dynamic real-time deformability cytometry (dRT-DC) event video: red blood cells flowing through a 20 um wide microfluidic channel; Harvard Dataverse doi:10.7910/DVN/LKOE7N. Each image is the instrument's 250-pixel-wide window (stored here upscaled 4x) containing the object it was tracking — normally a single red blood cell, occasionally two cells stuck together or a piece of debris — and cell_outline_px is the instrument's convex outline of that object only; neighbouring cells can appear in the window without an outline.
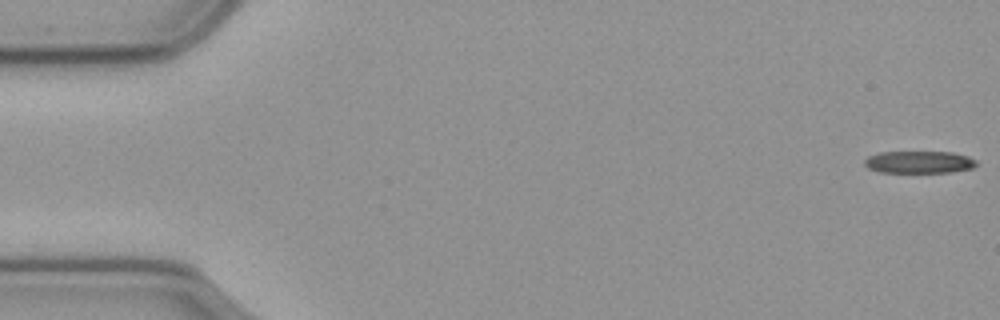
{"species": "common noctule bat (a hibernating species)", "species_latin": "Nyctalus noctula", "temperature_condition": "cold", "stored_images_in_passage": 57, "camera_frame_rate_fps": 3000, "um_per_image_px": 0.085, "animal": {"sex": "male", "body_mass_g": 23.1, "forearm_length_mm": 52.7}, "frame": {"image": 1, "passage_image": 1, "time_ms": 0.0, "image_size_px": [1000, 320], "cell_outline_px": [[980, 164], [972, 168], [948, 172], [880, 172], [868, 168], [864, 164], [864, 160], [868, 156], [880, 152], [952, 152], [968, 156], [976, 160]], "centroid_in_image_um": [78.14, 13.77], "position_along_channel_um": 6.9, "area_um2": 14.51}}
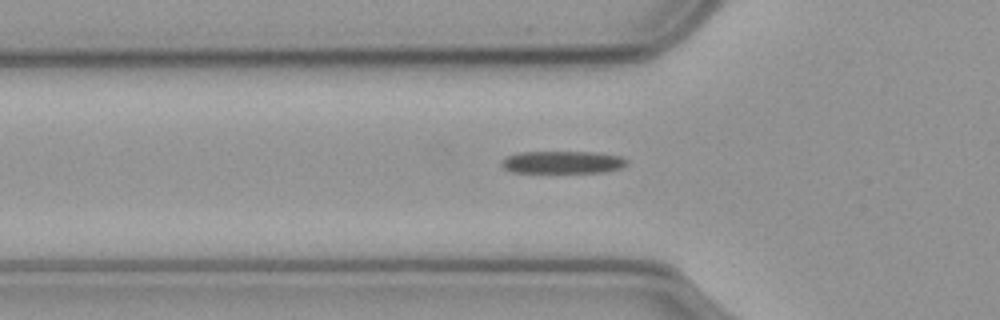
{"frame": {"image": 2, "passage_image": 19, "time_ms": 6.0, "image_size_px": [1000, 320], "cell_outline_px": [[628, 164], [620, 168], [604, 172], [512, 172], [504, 168], [500, 164], [500, 160], [504, 156], [520, 152], [596, 152], [620, 156], [628, 160]], "centroid_in_image_um": [47.79, 13.78], "position_along_channel_um": 78.0, "area_um2": 16.53}}
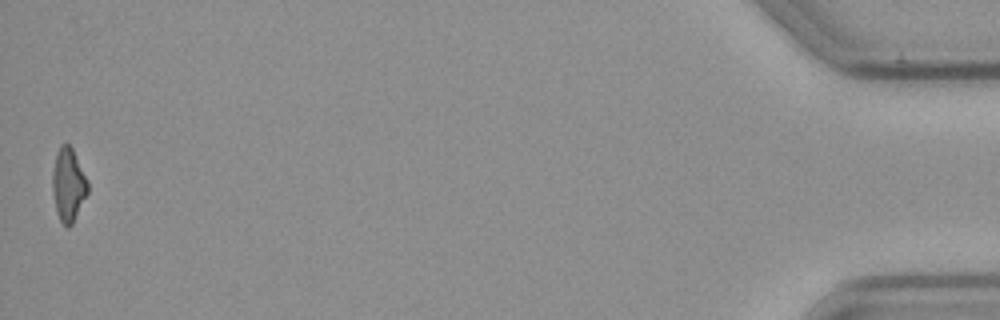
{"frame": {"image": 3, "passage_image": 57, "time_ms": 18.667, "image_size_px": [1000, 320], "cell_outline_px": [[88, 192], [72, 224], [68, 228], [60, 220], [56, 208], [52, 192], [52, 172], [56, 152], [60, 144], [68, 144], [72, 148], [88, 180]], "centroid_in_image_um": [5.8, 15.67], "position_along_channel_um": 429.4, "area_um2": 15.03}, "authors_computed_cell_mechanics": {"area_um2": 16.6464, "velocity_mm_per_s": 3.5845, "shape_relaxation_time_tau1_ms": 10.7639, "shape_relaxation_time_tau2_ms": null, "deformation_change_tau1": 0.2203, "deformation_change_tau2": null}}